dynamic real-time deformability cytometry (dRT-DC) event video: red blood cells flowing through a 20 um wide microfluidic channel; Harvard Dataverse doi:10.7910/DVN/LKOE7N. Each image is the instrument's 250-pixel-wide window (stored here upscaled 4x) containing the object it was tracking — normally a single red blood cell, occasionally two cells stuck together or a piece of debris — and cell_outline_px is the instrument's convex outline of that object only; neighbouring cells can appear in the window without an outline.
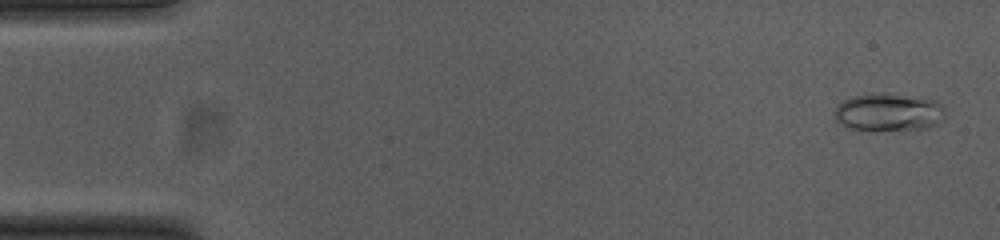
{"species": "common noctule bat (a hibernating species)", "species_latin": "Nyctalus noctula", "temperature_condition": "cold", "stored_images_in_passage": 50, "camera_frame_rate_fps": 3000, "um_per_image_px": 0.085, "animal": {"sex": "female", "body_mass_g": 23.0, "forearm_length_mm": 53.4}, "frame": {"image": 1, "passage_image": 2, "time_ms": 0.333, "image_size_px": [1000, 240], "cell_outline_px": [[944, 112], [940, 120], [936, 124], [928, 128], [852, 128], [844, 124], [836, 116], [836, 108], [844, 100], [852, 96], [880, 92], [936, 100], [944, 108]], "centroid_in_image_um": [75.57, 9.48], "position_along_channel_um": 9.4, "area_um2": 23.12}}
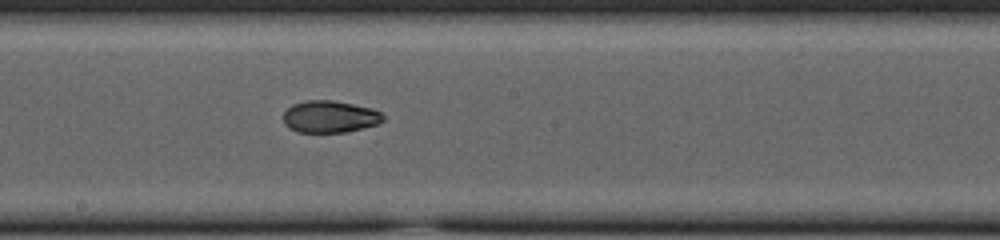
{"frame": {"image": 2, "passage_image": 29, "time_ms": 9.333, "image_size_px": [1000, 240], "cell_outline_px": [[384, 120], [376, 124], [344, 132], [296, 132], [288, 128], [284, 124], [284, 112], [292, 104], [304, 100], [332, 100], [372, 108], [380, 112], [384, 116]], "centroid_in_image_um": [27.99, 9.91], "position_along_channel_um": 220.2, "area_um2": 18.55}}
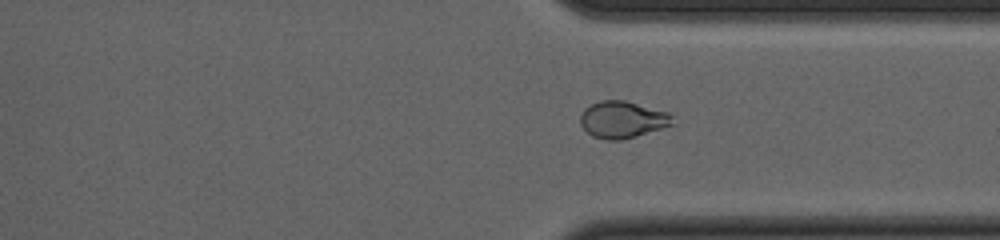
{"frame": {"image": 3, "passage_image": 40, "time_ms": 13.0, "image_size_px": [1000, 240], "cell_outline_px": [[676, 124], [636, 136], [620, 140], [604, 140], [592, 136], [580, 124], [580, 116], [584, 108], [600, 100], [624, 100], [668, 112], [672, 116]], "centroid_in_image_um": [52.92, 10.17], "position_along_channel_um": 358.5, "area_um2": 19.88}, "authors_computed_cell_mechanics": {"area_um2": 19.8254, "velocity_mm_per_s": 3.7687, "shape_relaxation_time_tau1_ms": null, "shape_relaxation_time_tau2_ms": 2.2128, "deformation_change_tau1": null, "deformation_change_tau2": 0.049}}